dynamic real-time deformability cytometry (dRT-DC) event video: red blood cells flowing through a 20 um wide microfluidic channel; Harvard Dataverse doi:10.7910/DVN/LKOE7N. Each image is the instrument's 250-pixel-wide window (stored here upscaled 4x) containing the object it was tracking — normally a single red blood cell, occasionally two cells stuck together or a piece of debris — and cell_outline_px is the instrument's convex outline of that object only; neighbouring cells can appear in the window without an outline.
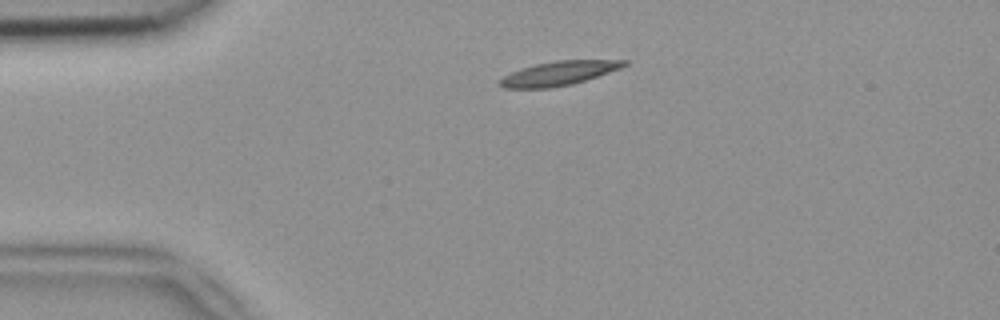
{"species": "common noctule bat (a hibernating species)", "species_latin": "Nyctalus noctula", "temperature_condition": "room temperature", "stored_images_in_passage": 41, "camera_frame_rate_fps": 3000, "um_per_image_px": 0.085, "animal": {"sex": "female", "body_mass_g": 18.4}, "frame": {"image": 1, "passage_image": 1, "time_ms": 0.0, "image_size_px": [1000, 320], "cell_outline_px": [[628, 64], [620, 68], [572, 84], [548, 88], [504, 88], [496, 84], [496, 80], [520, 68], [536, 64], [556, 60], [628, 60]], "centroid_in_image_um": [47.42, 6.23], "position_along_channel_um": 37.6, "area_um2": 17.4}}
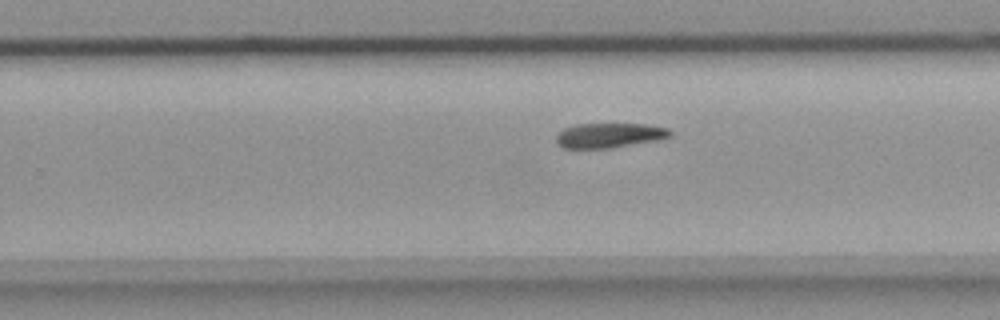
{"frame": {"image": 2, "passage_image": 22, "time_ms": 7.0, "image_size_px": [1000, 320], "cell_outline_px": [[672, 136], [660, 140], [608, 148], [564, 148], [556, 140], [556, 136], [564, 128], [576, 124], [644, 124], [668, 128], [672, 132]], "centroid_in_image_um": [51.84, 11.5], "position_along_channel_um": 278.0, "area_um2": 16.36}}
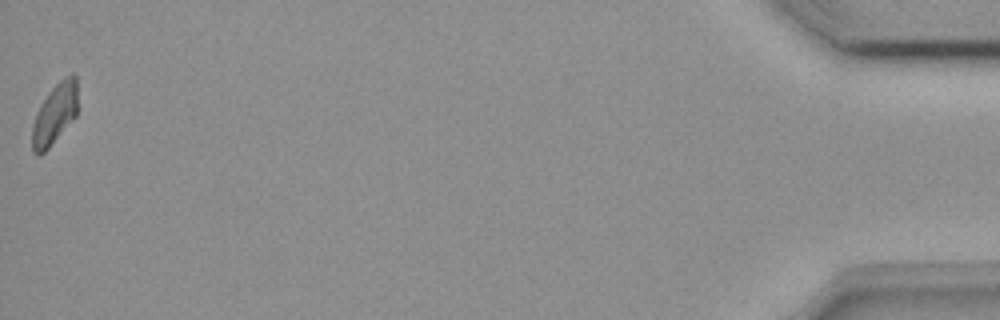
{"frame": {"image": 3, "passage_image": 41, "time_ms": 13.333, "image_size_px": [1000, 320], "cell_outline_px": [[76, 116], [48, 148], [40, 156], [36, 156], [32, 152], [32, 124], [36, 112], [40, 104], [48, 92], [60, 80], [72, 72], [76, 76]], "centroid_in_image_um": [4.61, 9.7], "position_along_channel_um": 430.6, "area_um2": 16.07}, "authors_computed_cell_mechanics": {"area_um2": 17.3978, "velocity_mm_per_s": 3.9237, "shape_relaxation_time_tau1_ms": 7.0724, "shape_relaxation_time_tau2_ms": null, "deformation_change_tau1": 0.1985, "deformation_change_tau2": null}}